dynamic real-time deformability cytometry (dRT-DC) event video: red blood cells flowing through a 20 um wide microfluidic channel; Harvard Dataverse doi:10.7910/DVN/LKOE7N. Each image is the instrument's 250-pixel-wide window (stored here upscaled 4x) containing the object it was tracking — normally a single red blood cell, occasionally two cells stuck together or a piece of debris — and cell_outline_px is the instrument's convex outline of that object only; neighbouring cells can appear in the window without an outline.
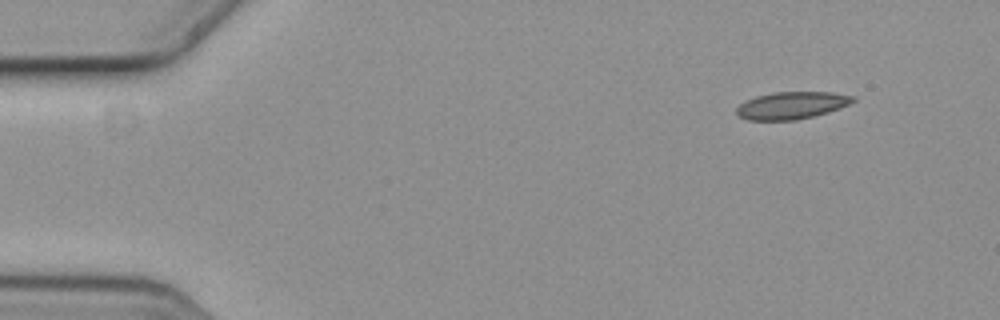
{"species": "common noctule bat (a hibernating species)", "species_latin": "Nyctalus noctula", "temperature_condition": "cold", "stored_images_in_passage": 5, "camera_frame_rate_fps": 3000, "um_per_image_px": 0.085, "animal": {"sex": "female", "body_mass_g": 19.3, "forearm_length_mm": 54.1}, "frame": {"image": 1, "passage_image": 1, "time_ms": 0.0, "image_size_px": [1000, 320], "cell_outline_px": [[856, 100], [840, 108], [828, 112], [796, 120], [748, 120], [740, 116], [736, 112], [736, 108], [744, 100], [756, 96], [772, 92], [832, 92], [856, 96]], "centroid_in_image_um": [67.29, 8.95], "position_along_channel_um": 17.7, "area_um2": 18.55}}
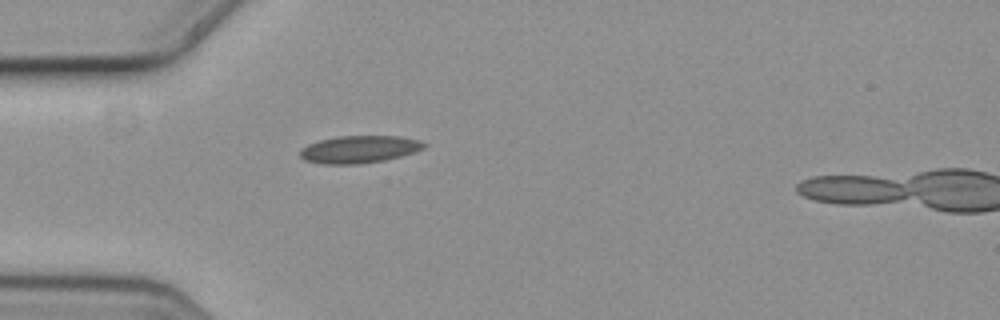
{"frame": {"image": 2, "passage_image": 4, "time_ms": 1.0, "image_size_px": [1000, 320], "cell_outline_px": [[428, 144], [424, 148], [416, 152], [384, 160], [360, 164], [324, 164], [304, 160], [300, 156], [300, 148], [308, 144], [320, 140], [336, 136], [400, 136], [420, 140]], "centroid_in_image_um": [30.55, 12.69], "position_along_channel_um": 54.5, "area_um2": 19.94}}